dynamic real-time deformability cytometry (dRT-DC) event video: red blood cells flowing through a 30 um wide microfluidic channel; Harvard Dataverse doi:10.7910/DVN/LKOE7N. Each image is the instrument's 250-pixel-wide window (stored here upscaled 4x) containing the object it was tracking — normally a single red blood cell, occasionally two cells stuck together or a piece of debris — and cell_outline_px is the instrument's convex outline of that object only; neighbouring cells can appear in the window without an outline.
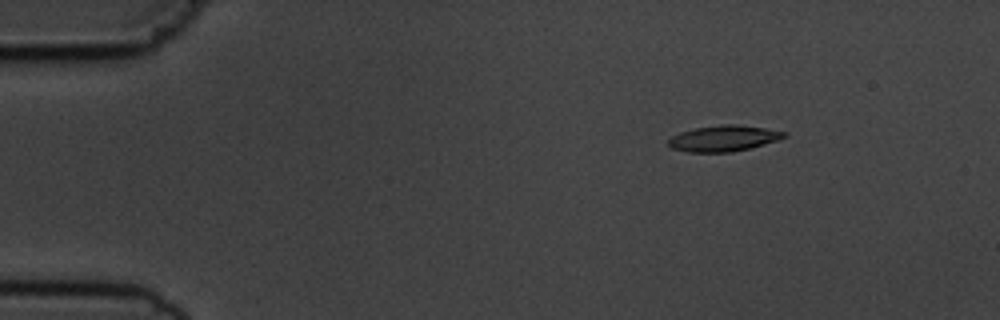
{"species": "common noctule bat (a hibernating species)", "species_latin": "Nyctalus noctula", "temperature_condition": "cold", "stored_images_in_passage": 15, "camera_frame_rate_fps": 3000, "um_per_image_px": 0.085, "animal": {"sex": "male", "body_mass_g": 19.5, "forearm_length_mm": 54.6}, "frame": {"image": 1, "passage_image": 3, "time_ms": 2.333, "image_size_px": [1000, 320], "cell_outline_px": [[788, 136], [776, 140], [748, 148], [732, 152], [688, 152], [672, 148], [668, 144], [668, 140], [672, 136], [680, 132], [696, 128], [720, 124], [736, 124], [764, 128], [788, 132]], "centroid_in_image_um": [61.5, 11.75], "position_along_channel_um": 23.5, "area_um2": 17.34}}
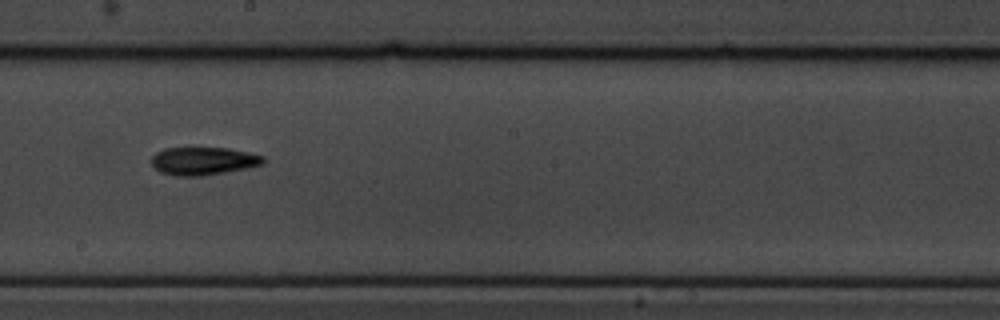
{"frame": {"image": 2, "passage_image": 9, "time_ms": 10.0, "image_size_px": [1000, 320], "cell_outline_px": [[268, 160], [264, 164], [204, 176], [176, 176], [160, 172], [152, 164], [152, 156], [156, 152], [164, 148], [228, 148], [264, 156]], "centroid_in_image_um": [17.29, 13.68], "position_along_channel_um": 230.9, "area_um2": 18.15}}
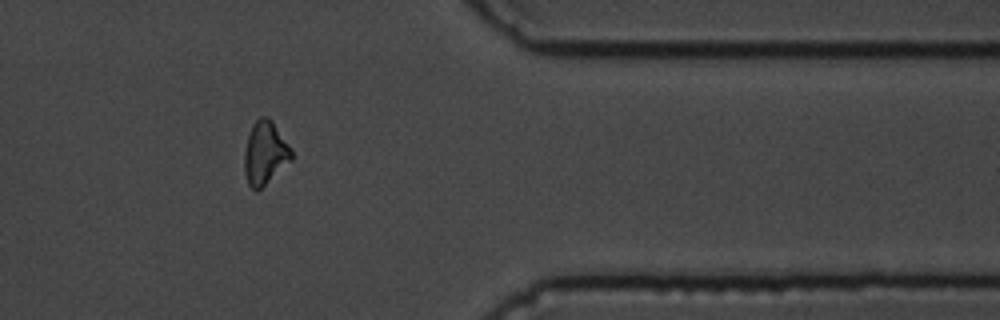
{"frame": {"image": 3, "passage_image": 13, "time_ms": 14.667, "image_size_px": [1000, 320], "cell_outline_px": [[292, 160], [256, 192], [248, 184], [244, 172], [244, 152], [248, 136], [252, 124], [260, 116], [268, 116], [272, 120], [292, 148]], "centroid_in_image_um": [22.53, 12.98], "position_along_channel_um": 388.9, "area_um2": 17.46}, "authors_computed_cell_mechanics": {"area_um2": 17.34, "velocity_mm_per_s": 3.7332, "shape_relaxation_time_tau1_ms": 2.7862, "shape_relaxation_time_tau2_ms": 4.5929, "deformation_change_tau1": 0.11, "deformation_change_tau2": 0.0954}}